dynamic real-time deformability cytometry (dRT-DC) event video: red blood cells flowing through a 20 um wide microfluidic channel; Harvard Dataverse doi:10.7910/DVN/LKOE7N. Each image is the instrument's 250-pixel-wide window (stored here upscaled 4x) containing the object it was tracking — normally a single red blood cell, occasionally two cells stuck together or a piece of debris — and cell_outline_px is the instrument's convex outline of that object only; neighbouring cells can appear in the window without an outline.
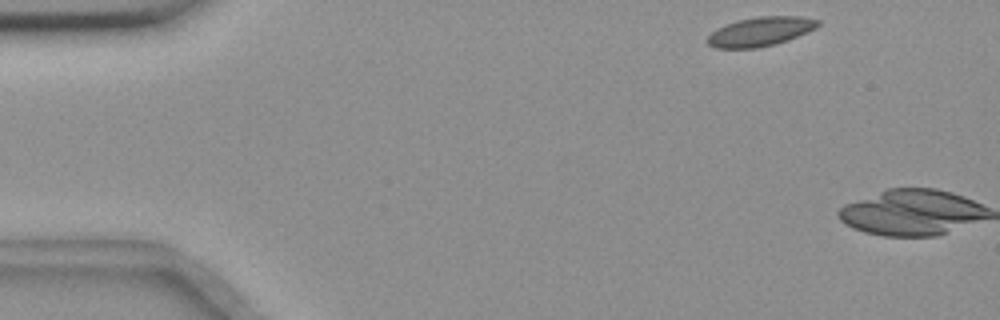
{"species": "common noctule bat (a hibernating species)", "species_latin": "Nyctalus noctula", "temperature_condition": "room temperature", "stored_images_in_passage": 3, "camera_frame_rate_fps": 3000, "um_per_image_px": 0.085, "animal": {"sex": "female", "body_mass_g": 18.4}, "frame": {"image": 1, "passage_image": 2, "time_ms": 0.333, "image_size_px": [1000, 320], "cell_outline_px": [[820, 24], [816, 28], [788, 40], [776, 44], [756, 48], [716, 48], [708, 44], [704, 40], [716, 28], [736, 20], [756, 16], [800, 16], [820, 20]], "centroid_in_image_um": [64.61, 2.68], "position_along_channel_um": 20.4, "area_um2": 18.96}}